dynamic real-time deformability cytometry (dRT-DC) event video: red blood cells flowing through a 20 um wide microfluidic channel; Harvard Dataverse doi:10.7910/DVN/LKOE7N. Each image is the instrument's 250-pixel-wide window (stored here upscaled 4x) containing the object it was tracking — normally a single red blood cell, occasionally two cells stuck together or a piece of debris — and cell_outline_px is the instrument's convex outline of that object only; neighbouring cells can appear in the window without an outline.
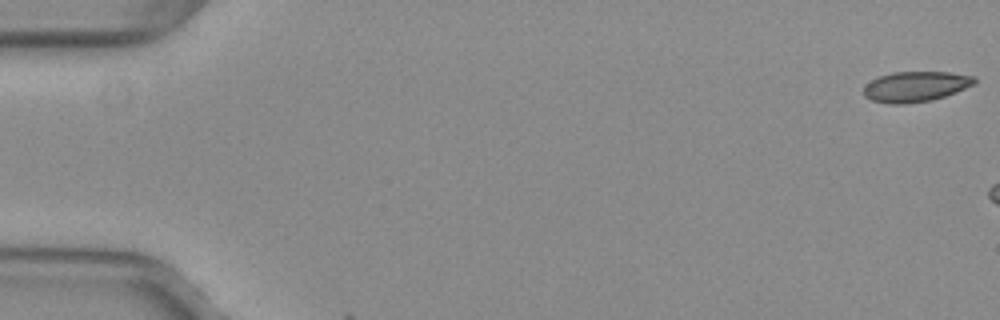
{"species": "common noctule bat (a hibernating species)", "species_latin": "Nyctalus noctula", "temperature_condition": "warm", "stored_images_in_passage": 3, "camera_frame_rate_fps": 3000, "um_per_image_px": 0.085, "animal": {"sex": "female", "body_mass_g": 29.2, "forearm_length_mm": 56.3}, "frame": {"image": 1, "passage_image": 1, "time_ms": 0.0, "image_size_px": [1000, 320], "cell_outline_px": [[976, 84], [956, 92], [932, 100], [904, 104], [888, 104], [872, 100], [864, 96], [864, 88], [872, 80], [880, 76], [892, 72], [948, 72], [976, 76]], "centroid_in_image_um": [77.86, 7.36], "position_along_channel_um": 7.1, "area_um2": 19.59}}